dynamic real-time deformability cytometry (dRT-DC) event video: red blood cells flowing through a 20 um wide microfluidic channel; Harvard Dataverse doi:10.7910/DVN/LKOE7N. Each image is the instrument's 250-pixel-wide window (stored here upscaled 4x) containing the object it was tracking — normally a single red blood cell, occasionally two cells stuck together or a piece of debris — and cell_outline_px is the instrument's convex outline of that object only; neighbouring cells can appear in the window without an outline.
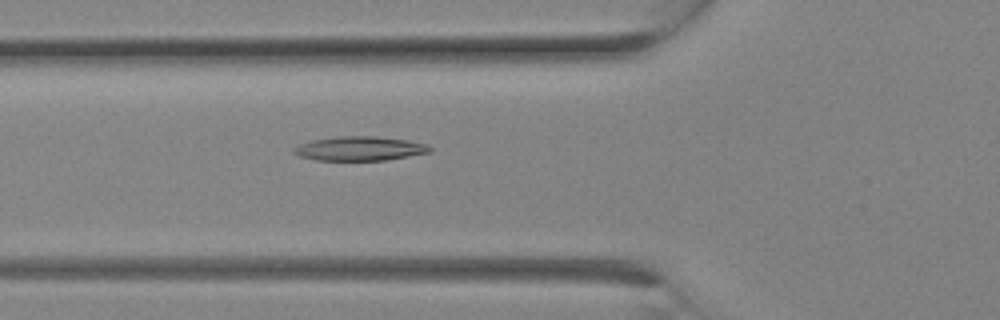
{"species": "Egyptian fruit bat (a non-hibernating species)", "species_latin": "Rousettus aegyptiacus", "temperature_condition": "room temperature", "stored_images_in_passage": 3, "camera_frame_rate_fps": 3000, "um_per_image_px": 0.085, "animal": {"sex": "female"}, "frame": {"image": 1, "passage_image": 3, "time_ms": 0.667, "image_size_px": [1000, 320], "cell_outline_px": [[432, 152], [388, 160], [316, 160], [300, 156], [292, 152], [292, 148], [300, 144], [312, 140], [336, 136], [376, 136], [408, 140], [428, 144], [432, 148]], "centroid_in_image_um": [30.61, 12.62], "position_along_channel_um": 95.2, "area_um2": 19.36}}